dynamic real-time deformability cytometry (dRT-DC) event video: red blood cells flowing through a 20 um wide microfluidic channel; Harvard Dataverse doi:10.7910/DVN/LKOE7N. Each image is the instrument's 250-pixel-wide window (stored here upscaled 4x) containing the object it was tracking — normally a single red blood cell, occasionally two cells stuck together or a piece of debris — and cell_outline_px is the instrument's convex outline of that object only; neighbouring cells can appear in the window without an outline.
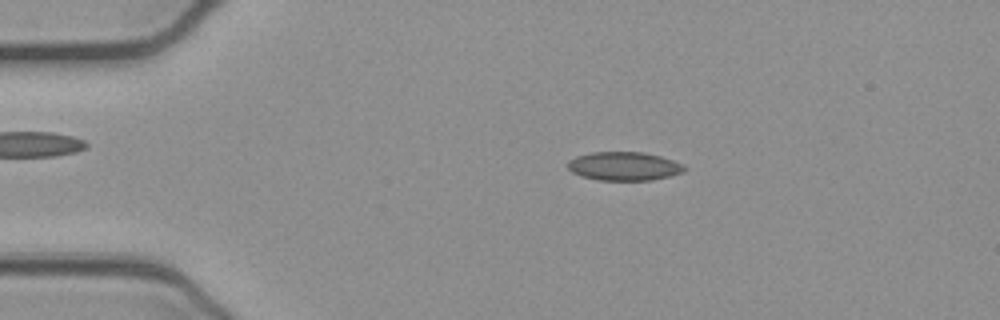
{"species": "common noctule bat (a hibernating species)", "species_latin": "Nyctalus noctula", "temperature_condition": "cold", "stored_images_in_passage": 45, "camera_frame_rate_fps": 3000, "um_per_image_px": 0.085, "animal": {"sex": "female", "body_mass_g": 21.9}, "frame": {"image": 1, "passage_image": 2, "time_ms": 0.333, "image_size_px": [1000, 320], "cell_outline_px": [[688, 168], [684, 172], [652, 180], [600, 180], [584, 176], [572, 172], [568, 168], [568, 160], [576, 156], [592, 152], [644, 152], [660, 156], [684, 164]], "centroid_in_image_um": [53.07, 14.12], "position_along_channel_um": 31.9, "area_um2": 19.42}}
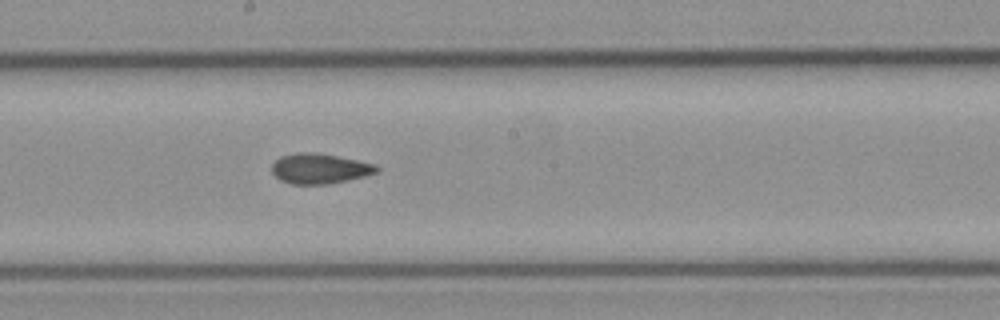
{"frame": {"image": 2, "passage_image": 20, "time_ms": 6.333, "image_size_px": [1000, 320], "cell_outline_px": [[380, 168], [376, 172], [364, 176], [348, 180], [328, 184], [292, 184], [280, 180], [272, 172], [272, 164], [280, 156], [296, 152], [316, 152], [376, 164]], "centroid_in_image_um": [27.15, 14.32], "position_along_channel_um": 221.0, "area_um2": 18.38}}
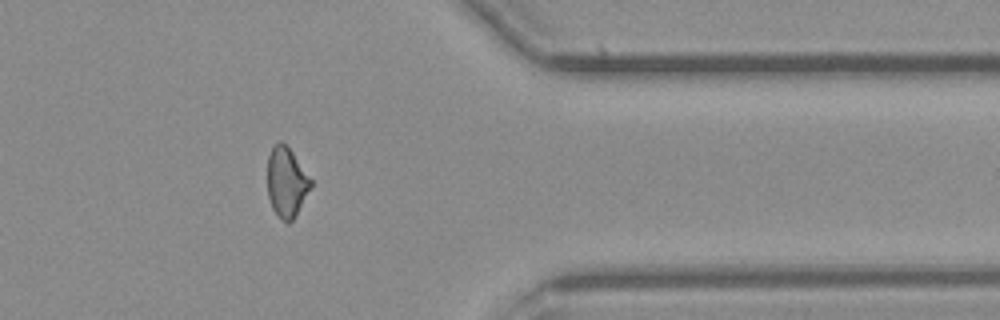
{"frame": {"image": 3, "passage_image": 34, "time_ms": 11.0, "image_size_px": [1000, 320], "cell_outline_px": [[312, 184], [292, 220], [288, 224], [272, 208], [268, 196], [268, 156], [272, 148], [280, 140], [292, 152], [312, 180]], "centroid_in_image_um": [24.34, 15.46], "position_along_channel_um": 387.1, "area_um2": 17.05}}